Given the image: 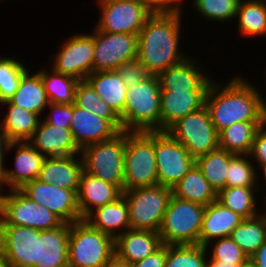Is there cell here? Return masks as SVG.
<instances>
[{"instance_id":"51","label":"cell","mask_w":266,"mask_h":267,"mask_svg":"<svg viewBox=\"0 0 266 267\" xmlns=\"http://www.w3.org/2000/svg\"><path fill=\"white\" fill-rule=\"evenodd\" d=\"M104 267H134V266L130 262L122 260L116 254H114Z\"/></svg>"},{"instance_id":"32","label":"cell","mask_w":266,"mask_h":267,"mask_svg":"<svg viewBox=\"0 0 266 267\" xmlns=\"http://www.w3.org/2000/svg\"><path fill=\"white\" fill-rule=\"evenodd\" d=\"M237 33L243 38L266 37V0H241L236 12ZM256 37V38H255Z\"/></svg>"},{"instance_id":"46","label":"cell","mask_w":266,"mask_h":267,"mask_svg":"<svg viewBox=\"0 0 266 267\" xmlns=\"http://www.w3.org/2000/svg\"><path fill=\"white\" fill-rule=\"evenodd\" d=\"M144 8L151 14H174L183 12L185 0H139Z\"/></svg>"},{"instance_id":"29","label":"cell","mask_w":266,"mask_h":267,"mask_svg":"<svg viewBox=\"0 0 266 267\" xmlns=\"http://www.w3.org/2000/svg\"><path fill=\"white\" fill-rule=\"evenodd\" d=\"M0 104L7 109L4 113L5 116L2 117L0 122L8 140L10 142L28 141L42 117L26 111L17 105H13L8 100Z\"/></svg>"},{"instance_id":"55","label":"cell","mask_w":266,"mask_h":267,"mask_svg":"<svg viewBox=\"0 0 266 267\" xmlns=\"http://www.w3.org/2000/svg\"><path fill=\"white\" fill-rule=\"evenodd\" d=\"M0 267H11L3 252L0 250Z\"/></svg>"},{"instance_id":"28","label":"cell","mask_w":266,"mask_h":267,"mask_svg":"<svg viewBox=\"0 0 266 267\" xmlns=\"http://www.w3.org/2000/svg\"><path fill=\"white\" fill-rule=\"evenodd\" d=\"M28 70L22 77L18 89L8 99V101L24 108L26 111L44 115L46 107L50 103L46 95L45 87L40 74ZM31 72V73H30ZM33 72H35L33 74Z\"/></svg>"},{"instance_id":"36","label":"cell","mask_w":266,"mask_h":267,"mask_svg":"<svg viewBox=\"0 0 266 267\" xmlns=\"http://www.w3.org/2000/svg\"><path fill=\"white\" fill-rule=\"evenodd\" d=\"M234 156L224 149L217 148L196 158V165L216 194L226 187L229 161Z\"/></svg>"},{"instance_id":"6","label":"cell","mask_w":266,"mask_h":267,"mask_svg":"<svg viewBox=\"0 0 266 267\" xmlns=\"http://www.w3.org/2000/svg\"><path fill=\"white\" fill-rule=\"evenodd\" d=\"M205 207L172 195L158 231L162 244H199Z\"/></svg>"},{"instance_id":"47","label":"cell","mask_w":266,"mask_h":267,"mask_svg":"<svg viewBox=\"0 0 266 267\" xmlns=\"http://www.w3.org/2000/svg\"><path fill=\"white\" fill-rule=\"evenodd\" d=\"M249 156L257 170L266 165V122L258 129Z\"/></svg>"},{"instance_id":"37","label":"cell","mask_w":266,"mask_h":267,"mask_svg":"<svg viewBox=\"0 0 266 267\" xmlns=\"http://www.w3.org/2000/svg\"><path fill=\"white\" fill-rule=\"evenodd\" d=\"M48 69H50L48 71ZM43 81L50 103L74 104L76 87L79 82L75 77L61 74L53 68H42L37 71Z\"/></svg>"},{"instance_id":"22","label":"cell","mask_w":266,"mask_h":267,"mask_svg":"<svg viewBox=\"0 0 266 267\" xmlns=\"http://www.w3.org/2000/svg\"><path fill=\"white\" fill-rule=\"evenodd\" d=\"M70 223L50 230H39L37 260L33 267H68Z\"/></svg>"},{"instance_id":"54","label":"cell","mask_w":266,"mask_h":267,"mask_svg":"<svg viewBox=\"0 0 266 267\" xmlns=\"http://www.w3.org/2000/svg\"><path fill=\"white\" fill-rule=\"evenodd\" d=\"M258 173H261V175L258 174V182H261V183H262V181H263V182L266 183V165L263 166V167H261ZM262 176H263V177H262ZM260 178H262L263 180L260 181ZM265 183H264V186H262V184H261V187L259 186V189H262V187H263L264 189H266V188H265V186H266ZM265 191H266V190H265ZM263 193H265V195H266V192H264V190H263ZM264 198L266 199V196H264ZM264 198H263V200H264L263 202H265V204H264L263 206L266 205V200H265Z\"/></svg>"},{"instance_id":"15","label":"cell","mask_w":266,"mask_h":267,"mask_svg":"<svg viewBox=\"0 0 266 267\" xmlns=\"http://www.w3.org/2000/svg\"><path fill=\"white\" fill-rule=\"evenodd\" d=\"M19 190L31 201L46 207L63 223L83 220L77 204V194L73 190L42 182L39 179L26 183Z\"/></svg>"},{"instance_id":"31","label":"cell","mask_w":266,"mask_h":267,"mask_svg":"<svg viewBox=\"0 0 266 267\" xmlns=\"http://www.w3.org/2000/svg\"><path fill=\"white\" fill-rule=\"evenodd\" d=\"M266 121H242L218 133L219 148L234 155H249L258 129Z\"/></svg>"},{"instance_id":"3","label":"cell","mask_w":266,"mask_h":267,"mask_svg":"<svg viewBox=\"0 0 266 267\" xmlns=\"http://www.w3.org/2000/svg\"><path fill=\"white\" fill-rule=\"evenodd\" d=\"M160 83L149 75L141 83L127 88L123 113L119 116L123 131H160Z\"/></svg>"},{"instance_id":"33","label":"cell","mask_w":266,"mask_h":267,"mask_svg":"<svg viewBox=\"0 0 266 267\" xmlns=\"http://www.w3.org/2000/svg\"><path fill=\"white\" fill-rule=\"evenodd\" d=\"M171 189L173 196L203 206L217 199V194L196 164Z\"/></svg>"},{"instance_id":"56","label":"cell","mask_w":266,"mask_h":267,"mask_svg":"<svg viewBox=\"0 0 266 267\" xmlns=\"http://www.w3.org/2000/svg\"><path fill=\"white\" fill-rule=\"evenodd\" d=\"M239 267H256V266L250 259H248L246 262L242 263Z\"/></svg>"},{"instance_id":"38","label":"cell","mask_w":266,"mask_h":267,"mask_svg":"<svg viewBox=\"0 0 266 267\" xmlns=\"http://www.w3.org/2000/svg\"><path fill=\"white\" fill-rule=\"evenodd\" d=\"M74 104L79 108L109 120L120 132L123 131L120 117L97 95L93 87L86 80L78 82Z\"/></svg>"},{"instance_id":"13","label":"cell","mask_w":266,"mask_h":267,"mask_svg":"<svg viewBox=\"0 0 266 267\" xmlns=\"http://www.w3.org/2000/svg\"><path fill=\"white\" fill-rule=\"evenodd\" d=\"M100 8L95 28L107 33L139 34L151 15L139 0H96Z\"/></svg>"},{"instance_id":"7","label":"cell","mask_w":266,"mask_h":267,"mask_svg":"<svg viewBox=\"0 0 266 267\" xmlns=\"http://www.w3.org/2000/svg\"><path fill=\"white\" fill-rule=\"evenodd\" d=\"M126 131L114 138L88 145L81 150L84 171L124 191Z\"/></svg>"},{"instance_id":"40","label":"cell","mask_w":266,"mask_h":267,"mask_svg":"<svg viewBox=\"0 0 266 267\" xmlns=\"http://www.w3.org/2000/svg\"><path fill=\"white\" fill-rule=\"evenodd\" d=\"M226 176V187L260 186L258 182V170L249 155H235L229 161Z\"/></svg>"},{"instance_id":"17","label":"cell","mask_w":266,"mask_h":267,"mask_svg":"<svg viewBox=\"0 0 266 267\" xmlns=\"http://www.w3.org/2000/svg\"><path fill=\"white\" fill-rule=\"evenodd\" d=\"M196 60H199L198 57L189 56L183 62L160 72L157 77L161 90H208L214 77H211L209 70L206 72L202 62Z\"/></svg>"},{"instance_id":"19","label":"cell","mask_w":266,"mask_h":267,"mask_svg":"<svg viewBox=\"0 0 266 267\" xmlns=\"http://www.w3.org/2000/svg\"><path fill=\"white\" fill-rule=\"evenodd\" d=\"M208 90H161L160 131L205 106Z\"/></svg>"},{"instance_id":"35","label":"cell","mask_w":266,"mask_h":267,"mask_svg":"<svg viewBox=\"0 0 266 267\" xmlns=\"http://www.w3.org/2000/svg\"><path fill=\"white\" fill-rule=\"evenodd\" d=\"M230 237L250 257L266 241V205L259 215L243 219Z\"/></svg>"},{"instance_id":"42","label":"cell","mask_w":266,"mask_h":267,"mask_svg":"<svg viewBox=\"0 0 266 267\" xmlns=\"http://www.w3.org/2000/svg\"><path fill=\"white\" fill-rule=\"evenodd\" d=\"M241 0H192V5L204 20L224 22L235 20Z\"/></svg>"},{"instance_id":"24","label":"cell","mask_w":266,"mask_h":267,"mask_svg":"<svg viewBox=\"0 0 266 267\" xmlns=\"http://www.w3.org/2000/svg\"><path fill=\"white\" fill-rule=\"evenodd\" d=\"M122 191L109 182L83 171L77 191V204L84 219L94 209L115 202Z\"/></svg>"},{"instance_id":"10","label":"cell","mask_w":266,"mask_h":267,"mask_svg":"<svg viewBox=\"0 0 266 267\" xmlns=\"http://www.w3.org/2000/svg\"><path fill=\"white\" fill-rule=\"evenodd\" d=\"M8 192V194L0 196V225L50 230L63 223L50 210L31 201L20 190H9Z\"/></svg>"},{"instance_id":"41","label":"cell","mask_w":266,"mask_h":267,"mask_svg":"<svg viewBox=\"0 0 266 267\" xmlns=\"http://www.w3.org/2000/svg\"><path fill=\"white\" fill-rule=\"evenodd\" d=\"M29 70L22 61L0 56V103L7 101L18 89L21 77Z\"/></svg>"},{"instance_id":"14","label":"cell","mask_w":266,"mask_h":267,"mask_svg":"<svg viewBox=\"0 0 266 267\" xmlns=\"http://www.w3.org/2000/svg\"><path fill=\"white\" fill-rule=\"evenodd\" d=\"M138 34L107 33L94 28L93 72L115 71L137 58Z\"/></svg>"},{"instance_id":"34","label":"cell","mask_w":266,"mask_h":267,"mask_svg":"<svg viewBox=\"0 0 266 267\" xmlns=\"http://www.w3.org/2000/svg\"><path fill=\"white\" fill-rule=\"evenodd\" d=\"M260 191L259 187H225L217 194V200L243 219H248L259 215L262 208L265 209L257 206L260 200L263 203L262 198L258 197Z\"/></svg>"},{"instance_id":"39","label":"cell","mask_w":266,"mask_h":267,"mask_svg":"<svg viewBox=\"0 0 266 267\" xmlns=\"http://www.w3.org/2000/svg\"><path fill=\"white\" fill-rule=\"evenodd\" d=\"M208 253L205 246L167 245L165 267H207Z\"/></svg>"},{"instance_id":"48","label":"cell","mask_w":266,"mask_h":267,"mask_svg":"<svg viewBox=\"0 0 266 267\" xmlns=\"http://www.w3.org/2000/svg\"><path fill=\"white\" fill-rule=\"evenodd\" d=\"M167 245L162 244L155 252L145 259L133 264L134 267H165Z\"/></svg>"},{"instance_id":"44","label":"cell","mask_w":266,"mask_h":267,"mask_svg":"<svg viewBox=\"0 0 266 267\" xmlns=\"http://www.w3.org/2000/svg\"><path fill=\"white\" fill-rule=\"evenodd\" d=\"M116 71L127 88L141 83L150 75L137 58L123 63Z\"/></svg>"},{"instance_id":"25","label":"cell","mask_w":266,"mask_h":267,"mask_svg":"<svg viewBox=\"0 0 266 267\" xmlns=\"http://www.w3.org/2000/svg\"><path fill=\"white\" fill-rule=\"evenodd\" d=\"M162 245L156 231L129 229L114 240L115 254L134 264L150 256Z\"/></svg>"},{"instance_id":"20","label":"cell","mask_w":266,"mask_h":267,"mask_svg":"<svg viewBox=\"0 0 266 267\" xmlns=\"http://www.w3.org/2000/svg\"><path fill=\"white\" fill-rule=\"evenodd\" d=\"M69 129L80 150L97 142L114 138L120 131L107 119L73 104V117Z\"/></svg>"},{"instance_id":"1","label":"cell","mask_w":266,"mask_h":267,"mask_svg":"<svg viewBox=\"0 0 266 267\" xmlns=\"http://www.w3.org/2000/svg\"><path fill=\"white\" fill-rule=\"evenodd\" d=\"M233 76L226 83L214 79L206 94L205 106L218 133L236 122L266 121V98L261 88L243 74Z\"/></svg>"},{"instance_id":"50","label":"cell","mask_w":266,"mask_h":267,"mask_svg":"<svg viewBox=\"0 0 266 267\" xmlns=\"http://www.w3.org/2000/svg\"><path fill=\"white\" fill-rule=\"evenodd\" d=\"M10 141L8 140L0 122V157H6Z\"/></svg>"},{"instance_id":"27","label":"cell","mask_w":266,"mask_h":267,"mask_svg":"<svg viewBox=\"0 0 266 267\" xmlns=\"http://www.w3.org/2000/svg\"><path fill=\"white\" fill-rule=\"evenodd\" d=\"M128 214V205L122 195L115 202L94 209L83 220L115 240L119 235L131 229Z\"/></svg>"},{"instance_id":"18","label":"cell","mask_w":266,"mask_h":267,"mask_svg":"<svg viewBox=\"0 0 266 267\" xmlns=\"http://www.w3.org/2000/svg\"><path fill=\"white\" fill-rule=\"evenodd\" d=\"M14 148L16 149L13 160L14 168L5 167L8 190H19L26 183L37 179L46 159V156L42 155L28 141L10 142L7 152L11 153Z\"/></svg>"},{"instance_id":"9","label":"cell","mask_w":266,"mask_h":267,"mask_svg":"<svg viewBox=\"0 0 266 267\" xmlns=\"http://www.w3.org/2000/svg\"><path fill=\"white\" fill-rule=\"evenodd\" d=\"M166 132L195 159L219 148V136L206 106L177 120Z\"/></svg>"},{"instance_id":"30","label":"cell","mask_w":266,"mask_h":267,"mask_svg":"<svg viewBox=\"0 0 266 267\" xmlns=\"http://www.w3.org/2000/svg\"><path fill=\"white\" fill-rule=\"evenodd\" d=\"M85 80L118 116L123 113L127 87L116 70L93 72Z\"/></svg>"},{"instance_id":"21","label":"cell","mask_w":266,"mask_h":267,"mask_svg":"<svg viewBox=\"0 0 266 267\" xmlns=\"http://www.w3.org/2000/svg\"><path fill=\"white\" fill-rule=\"evenodd\" d=\"M28 142L46 157H65L81 154L69 127H56L42 118Z\"/></svg>"},{"instance_id":"26","label":"cell","mask_w":266,"mask_h":267,"mask_svg":"<svg viewBox=\"0 0 266 267\" xmlns=\"http://www.w3.org/2000/svg\"><path fill=\"white\" fill-rule=\"evenodd\" d=\"M243 218L224 206L217 199L205 207L199 245L205 246L210 241L230 237L232 231Z\"/></svg>"},{"instance_id":"11","label":"cell","mask_w":266,"mask_h":267,"mask_svg":"<svg viewBox=\"0 0 266 267\" xmlns=\"http://www.w3.org/2000/svg\"><path fill=\"white\" fill-rule=\"evenodd\" d=\"M57 53L50 55L51 68L61 74L85 80L92 74L94 59V28L92 33H74L60 44Z\"/></svg>"},{"instance_id":"12","label":"cell","mask_w":266,"mask_h":267,"mask_svg":"<svg viewBox=\"0 0 266 267\" xmlns=\"http://www.w3.org/2000/svg\"><path fill=\"white\" fill-rule=\"evenodd\" d=\"M158 185L172 188L196 164L187 148L166 131H155Z\"/></svg>"},{"instance_id":"53","label":"cell","mask_w":266,"mask_h":267,"mask_svg":"<svg viewBox=\"0 0 266 267\" xmlns=\"http://www.w3.org/2000/svg\"><path fill=\"white\" fill-rule=\"evenodd\" d=\"M240 265L233 264V263H223L219 260H212L208 256V266L207 267H239Z\"/></svg>"},{"instance_id":"23","label":"cell","mask_w":266,"mask_h":267,"mask_svg":"<svg viewBox=\"0 0 266 267\" xmlns=\"http://www.w3.org/2000/svg\"><path fill=\"white\" fill-rule=\"evenodd\" d=\"M83 171L84 165L80 154L46 157L37 179L67 190H73L77 194Z\"/></svg>"},{"instance_id":"5","label":"cell","mask_w":266,"mask_h":267,"mask_svg":"<svg viewBox=\"0 0 266 267\" xmlns=\"http://www.w3.org/2000/svg\"><path fill=\"white\" fill-rule=\"evenodd\" d=\"M114 254L111 236L85 220L70 223L68 267H104Z\"/></svg>"},{"instance_id":"2","label":"cell","mask_w":266,"mask_h":267,"mask_svg":"<svg viewBox=\"0 0 266 267\" xmlns=\"http://www.w3.org/2000/svg\"><path fill=\"white\" fill-rule=\"evenodd\" d=\"M182 14L150 15L140 30L137 59L150 75H158L189 57L180 47Z\"/></svg>"},{"instance_id":"52","label":"cell","mask_w":266,"mask_h":267,"mask_svg":"<svg viewBox=\"0 0 266 267\" xmlns=\"http://www.w3.org/2000/svg\"><path fill=\"white\" fill-rule=\"evenodd\" d=\"M5 158L6 157H0V196L4 195L5 189H8V185L5 180ZM7 186V187H3Z\"/></svg>"},{"instance_id":"8","label":"cell","mask_w":266,"mask_h":267,"mask_svg":"<svg viewBox=\"0 0 266 267\" xmlns=\"http://www.w3.org/2000/svg\"><path fill=\"white\" fill-rule=\"evenodd\" d=\"M122 195L128 205L130 228L158 232L172 197V189L154 185L125 190Z\"/></svg>"},{"instance_id":"43","label":"cell","mask_w":266,"mask_h":267,"mask_svg":"<svg viewBox=\"0 0 266 267\" xmlns=\"http://www.w3.org/2000/svg\"><path fill=\"white\" fill-rule=\"evenodd\" d=\"M205 247L212 260L241 265L249 259L231 237L212 240Z\"/></svg>"},{"instance_id":"49","label":"cell","mask_w":266,"mask_h":267,"mask_svg":"<svg viewBox=\"0 0 266 267\" xmlns=\"http://www.w3.org/2000/svg\"><path fill=\"white\" fill-rule=\"evenodd\" d=\"M256 267H266V241L249 257Z\"/></svg>"},{"instance_id":"16","label":"cell","mask_w":266,"mask_h":267,"mask_svg":"<svg viewBox=\"0 0 266 267\" xmlns=\"http://www.w3.org/2000/svg\"><path fill=\"white\" fill-rule=\"evenodd\" d=\"M39 230L14 225H0V250L11 267H33L37 260Z\"/></svg>"},{"instance_id":"45","label":"cell","mask_w":266,"mask_h":267,"mask_svg":"<svg viewBox=\"0 0 266 267\" xmlns=\"http://www.w3.org/2000/svg\"><path fill=\"white\" fill-rule=\"evenodd\" d=\"M46 110L50 112H46L47 115H42V119L56 127H70V121L73 117V104H54L49 103L46 107Z\"/></svg>"},{"instance_id":"4","label":"cell","mask_w":266,"mask_h":267,"mask_svg":"<svg viewBox=\"0 0 266 267\" xmlns=\"http://www.w3.org/2000/svg\"><path fill=\"white\" fill-rule=\"evenodd\" d=\"M158 185L155 132H127L124 191Z\"/></svg>"}]
</instances>
